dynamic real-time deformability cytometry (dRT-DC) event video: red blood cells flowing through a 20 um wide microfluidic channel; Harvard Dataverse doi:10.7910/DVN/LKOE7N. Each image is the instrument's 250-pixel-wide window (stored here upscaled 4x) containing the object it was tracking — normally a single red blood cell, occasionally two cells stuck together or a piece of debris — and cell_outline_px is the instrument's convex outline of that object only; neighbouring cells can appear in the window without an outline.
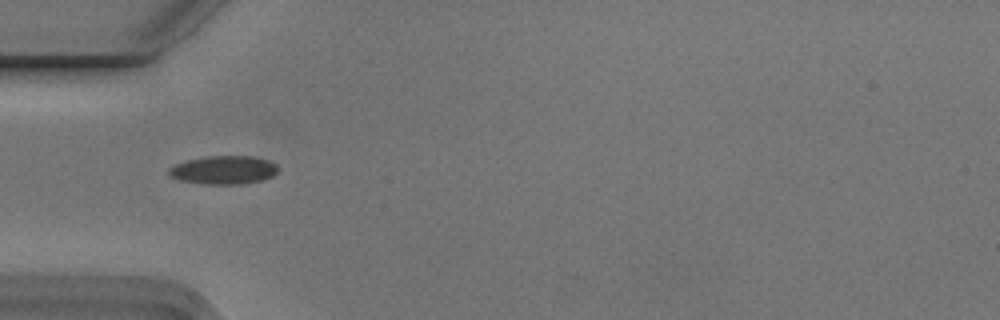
{"species": "Egyptian fruit bat (a non-hibernating species)", "species_latin": "Rousettus aegyptiacus", "temperature_condition": "cold", "stored_images_in_passage": 3, "camera_frame_rate_fps": 3000, "um_per_image_px": 0.085, "animal": {"sex": "male"}, "frame": {"image": 1, "passage_image": 1, "time_ms": 0.0, "image_size_px": [1000, 320], "cell_outline_px": [[276, 172], [272, 176], [264, 180], [244, 184], [200, 184], [180, 180], [168, 176], [168, 168], [176, 164], [188, 160], [208, 156], [252, 156], [268, 160], [276, 164]], "centroid_in_image_um": [18.99, 14.46], "position_along_channel_um": 66.0, "area_um2": 18.15}}
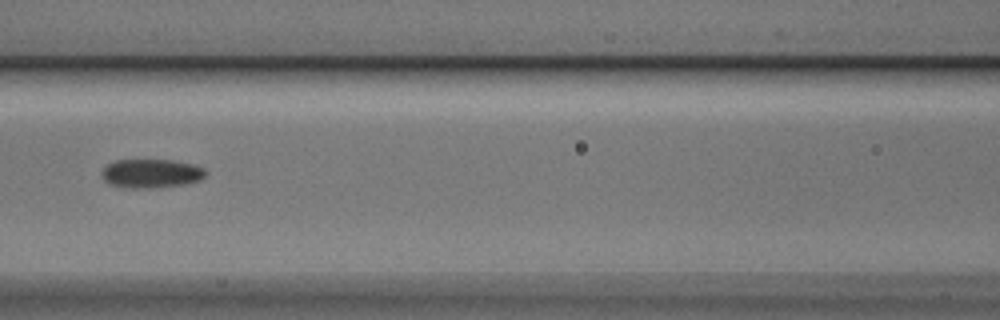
{"frame": {"image": 2, "passage_image": 3, "time_ms": 0.667, "image_size_px": [1000, 320], "cell_outline_px": [[208, 172], [200, 180], [188, 184], [152, 188], [124, 188], [108, 184], [100, 176], [100, 172], [108, 164], [116, 160], [172, 160], [192, 164], [204, 168]], "centroid_in_image_um": [12.83, 14.76], "position_along_channel_um": 153.8, "area_um2": 17.74}}